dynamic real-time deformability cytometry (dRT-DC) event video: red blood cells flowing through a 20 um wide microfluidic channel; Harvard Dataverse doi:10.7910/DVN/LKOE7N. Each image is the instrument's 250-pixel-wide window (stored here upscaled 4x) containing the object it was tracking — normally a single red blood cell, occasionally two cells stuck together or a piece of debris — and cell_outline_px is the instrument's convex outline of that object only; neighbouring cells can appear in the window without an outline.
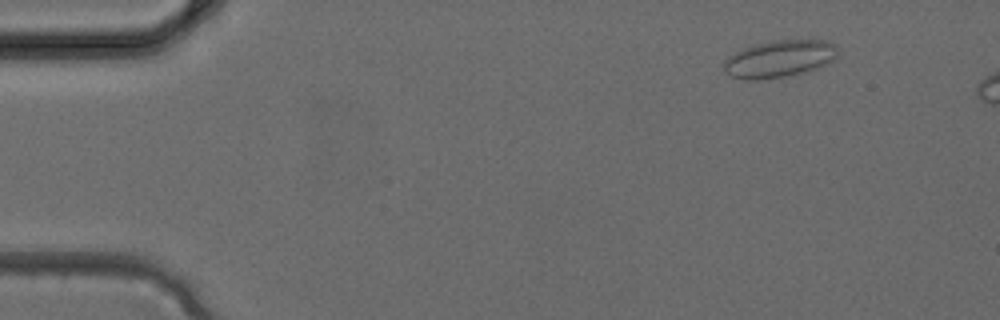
{"species": "common noctule bat (a hibernating species)", "species_latin": "Nyctalus noctula", "temperature_condition": "cold", "stored_images_in_passage": 5, "camera_frame_rate_fps": 3000, "um_per_image_px": 0.085, "animal": {"sex": "female", "body_mass_g": 24.6, "forearm_length_mm": 56.2}, "frame": {"image": 1, "passage_image": 5, "time_ms": 1.333, "image_size_px": [1000, 320], "cell_outline_px": [[836, 56], [828, 64], [804, 72], [788, 76], [760, 80], [744, 80], [732, 76], [724, 72], [724, 60], [728, 56], [744, 48], [756, 44], [772, 40], [824, 40], [836, 44]], "centroid_in_image_um": [66.22, 5.01], "position_along_channel_um": 18.8, "area_um2": 24.68}}